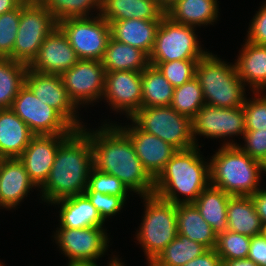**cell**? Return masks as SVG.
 Returning a JSON list of instances; mask_svg holds the SVG:
<instances>
[{"instance_id": "obj_45", "label": "cell", "mask_w": 266, "mask_h": 266, "mask_svg": "<svg viewBox=\"0 0 266 266\" xmlns=\"http://www.w3.org/2000/svg\"><path fill=\"white\" fill-rule=\"evenodd\" d=\"M183 266H222V260L218 256L215 248L208 249L202 255L196 257Z\"/></svg>"}, {"instance_id": "obj_48", "label": "cell", "mask_w": 266, "mask_h": 266, "mask_svg": "<svg viewBox=\"0 0 266 266\" xmlns=\"http://www.w3.org/2000/svg\"><path fill=\"white\" fill-rule=\"evenodd\" d=\"M222 266H258L251 259L222 260Z\"/></svg>"}, {"instance_id": "obj_46", "label": "cell", "mask_w": 266, "mask_h": 266, "mask_svg": "<svg viewBox=\"0 0 266 266\" xmlns=\"http://www.w3.org/2000/svg\"><path fill=\"white\" fill-rule=\"evenodd\" d=\"M250 197L254 202L256 212L259 215L262 224H266V190L259 189Z\"/></svg>"}, {"instance_id": "obj_16", "label": "cell", "mask_w": 266, "mask_h": 266, "mask_svg": "<svg viewBox=\"0 0 266 266\" xmlns=\"http://www.w3.org/2000/svg\"><path fill=\"white\" fill-rule=\"evenodd\" d=\"M141 79L142 72H106L103 97L110 102L112 109L125 111L128 118H131L142 108Z\"/></svg>"}, {"instance_id": "obj_22", "label": "cell", "mask_w": 266, "mask_h": 266, "mask_svg": "<svg viewBox=\"0 0 266 266\" xmlns=\"http://www.w3.org/2000/svg\"><path fill=\"white\" fill-rule=\"evenodd\" d=\"M35 134L12 109H0V157L19 158Z\"/></svg>"}, {"instance_id": "obj_42", "label": "cell", "mask_w": 266, "mask_h": 266, "mask_svg": "<svg viewBox=\"0 0 266 266\" xmlns=\"http://www.w3.org/2000/svg\"><path fill=\"white\" fill-rule=\"evenodd\" d=\"M84 194L89 198L104 221L107 217L117 214L118 211L120 212L125 203L120 197L96 191H85Z\"/></svg>"}, {"instance_id": "obj_34", "label": "cell", "mask_w": 266, "mask_h": 266, "mask_svg": "<svg viewBox=\"0 0 266 266\" xmlns=\"http://www.w3.org/2000/svg\"><path fill=\"white\" fill-rule=\"evenodd\" d=\"M204 105L203 91L195 77L182 86L174 88L170 106L179 114L193 120Z\"/></svg>"}, {"instance_id": "obj_39", "label": "cell", "mask_w": 266, "mask_h": 266, "mask_svg": "<svg viewBox=\"0 0 266 266\" xmlns=\"http://www.w3.org/2000/svg\"><path fill=\"white\" fill-rule=\"evenodd\" d=\"M85 191H96L103 194L120 197L124 202L128 187L116 176L103 173L93 168L88 178V184Z\"/></svg>"}, {"instance_id": "obj_32", "label": "cell", "mask_w": 266, "mask_h": 266, "mask_svg": "<svg viewBox=\"0 0 266 266\" xmlns=\"http://www.w3.org/2000/svg\"><path fill=\"white\" fill-rule=\"evenodd\" d=\"M208 250L203 244L177 237L148 266H183Z\"/></svg>"}, {"instance_id": "obj_13", "label": "cell", "mask_w": 266, "mask_h": 266, "mask_svg": "<svg viewBox=\"0 0 266 266\" xmlns=\"http://www.w3.org/2000/svg\"><path fill=\"white\" fill-rule=\"evenodd\" d=\"M25 84L40 101L53 107L75 130L84 128L81 122L77 120L75 108H78L69 98L60 75L45 74L27 69Z\"/></svg>"}, {"instance_id": "obj_2", "label": "cell", "mask_w": 266, "mask_h": 266, "mask_svg": "<svg viewBox=\"0 0 266 266\" xmlns=\"http://www.w3.org/2000/svg\"><path fill=\"white\" fill-rule=\"evenodd\" d=\"M93 168L91 139L85 128L76 129L58 148L49 177L41 187L42 200L52 204L84 194Z\"/></svg>"}, {"instance_id": "obj_38", "label": "cell", "mask_w": 266, "mask_h": 266, "mask_svg": "<svg viewBox=\"0 0 266 266\" xmlns=\"http://www.w3.org/2000/svg\"><path fill=\"white\" fill-rule=\"evenodd\" d=\"M21 11L22 4L0 15V58H10L13 53Z\"/></svg>"}, {"instance_id": "obj_3", "label": "cell", "mask_w": 266, "mask_h": 266, "mask_svg": "<svg viewBox=\"0 0 266 266\" xmlns=\"http://www.w3.org/2000/svg\"><path fill=\"white\" fill-rule=\"evenodd\" d=\"M198 150H177L154 179L153 194L174 204L194 203L210 185V163H204ZM178 193L186 198L181 200Z\"/></svg>"}, {"instance_id": "obj_27", "label": "cell", "mask_w": 266, "mask_h": 266, "mask_svg": "<svg viewBox=\"0 0 266 266\" xmlns=\"http://www.w3.org/2000/svg\"><path fill=\"white\" fill-rule=\"evenodd\" d=\"M227 230L248 237L260 235L263 224L250 196H231L227 205Z\"/></svg>"}, {"instance_id": "obj_31", "label": "cell", "mask_w": 266, "mask_h": 266, "mask_svg": "<svg viewBox=\"0 0 266 266\" xmlns=\"http://www.w3.org/2000/svg\"><path fill=\"white\" fill-rule=\"evenodd\" d=\"M141 90L142 107L171 105L174 87L157 67L149 64L142 71Z\"/></svg>"}, {"instance_id": "obj_49", "label": "cell", "mask_w": 266, "mask_h": 266, "mask_svg": "<svg viewBox=\"0 0 266 266\" xmlns=\"http://www.w3.org/2000/svg\"><path fill=\"white\" fill-rule=\"evenodd\" d=\"M111 260L108 266H114L119 261L116 257ZM68 264V266H98L95 261H69Z\"/></svg>"}, {"instance_id": "obj_36", "label": "cell", "mask_w": 266, "mask_h": 266, "mask_svg": "<svg viewBox=\"0 0 266 266\" xmlns=\"http://www.w3.org/2000/svg\"><path fill=\"white\" fill-rule=\"evenodd\" d=\"M251 237L226 230L217 235L215 250L221 260L244 259L248 257Z\"/></svg>"}, {"instance_id": "obj_41", "label": "cell", "mask_w": 266, "mask_h": 266, "mask_svg": "<svg viewBox=\"0 0 266 266\" xmlns=\"http://www.w3.org/2000/svg\"><path fill=\"white\" fill-rule=\"evenodd\" d=\"M245 145L239 146L254 160L266 164V130H246L243 135Z\"/></svg>"}, {"instance_id": "obj_19", "label": "cell", "mask_w": 266, "mask_h": 266, "mask_svg": "<svg viewBox=\"0 0 266 266\" xmlns=\"http://www.w3.org/2000/svg\"><path fill=\"white\" fill-rule=\"evenodd\" d=\"M132 125L120 128L130 137L139 160L155 179L177 149L159 137L139 129L134 123Z\"/></svg>"}, {"instance_id": "obj_9", "label": "cell", "mask_w": 266, "mask_h": 266, "mask_svg": "<svg viewBox=\"0 0 266 266\" xmlns=\"http://www.w3.org/2000/svg\"><path fill=\"white\" fill-rule=\"evenodd\" d=\"M90 17L68 18L57 22L79 59H103L111 31L109 23L100 12Z\"/></svg>"}, {"instance_id": "obj_7", "label": "cell", "mask_w": 266, "mask_h": 266, "mask_svg": "<svg viewBox=\"0 0 266 266\" xmlns=\"http://www.w3.org/2000/svg\"><path fill=\"white\" fill-rule=\"evenodd\" d=\"M130 119L139 129L159 137L177 150L198 146L193 139L192 120L171 106L142 107Z\"/></svg>"}, {"instance_id": "obj_14", "label": "cell", "mask_w": 266, "mask_h": 266, "mask_svg": "<svg viewBox=\"0 0 266 266\" xmlns=\"http://www.w3.org/2000/svg\"><path fill=\"white\" fill-rule=\"evenodd\" d=\"M54 238L69 261H96L109 246L103 227L59 228Z\"/></svg>"}, {"instance_id": "obj_51", "label": "cell", "mask_w": 266, "mask_h": 266, "mask_svg": "<svg viewBox=\"0 0 266 266\" xmlns=\"http://www.w3.org/2000/svg\"><path fill=\"white\" fill-rule=\"evenodd\" d=\"M261 235L266 239V224L263 225Z\"/></svg>"}, {"instance_id": "obj_17", "label": "cell", "mask_w": 266, "mask_h": 266, "mask_svg": "<svg viewBox=\"0 0 266 266\" xmlns=\"http://www.w3.org/2000/svg\"><path fill=\"white\" fill-rule=\"evenodd\" d=\"M69 135H35L19 157L36 187L48 179L58 148Z\"/></svg>"}, {"instance_id": "obj_11", "label": "cell", "mask_w": 266, "mask_h": 266, "mask_svg": "<svg viewBox=\"0 0 266 266\" xmlns=\"http://www.w3.org/2000/svg\"><path fill=\"white\" fill-rule=\"evenodd\" d=\"M11 109L35 135L71 134L75 130L53 107L40 101L26 84L20 88Z\"/></svg>"}, {"instance_id": "obj_23", "label": "cell", "mask_w": 266, "mask_h": 266, "mask_svg": "<svg viewBox=\"0 0 266 266\" xmlns=\"http://www.w3.org/2000/svg\"><path fill=\"white\" fill-rule=\"evenodd\" d=\"M100 15L113 22L126 19L162 20L166 13L156 0H101Z\"/></svg>"}, {"instance_id": "obj_24", "label": "cell", "mask_w": 266, "mask_h": 266, "mask_svg": "<svg viewBox=\"0 0 266 266\" xmlns=\"http://www.w3.org/2000/svg\"><path fill=\"white\" fill-rule=\"evenodd\" d=\"M53 204H61L60 228L102 227L105 222L85 194L60 199Z\"/></svg>"}, {"instance_id": "obj_26", "label": "cell", "mask_w": 266, "mask_h": 266, "mask_svg": "<svg viewBox=\"0 0 266 266\" xmlns=\"http://www.w3.org/2000/svg\"><path fill=\"white\" fill-rule=\"evenodd\" d=\"M176 211L179 234L203 244L208 249L216 247L217 235L201 216L194 203L176 204Z\"/></svg>"}, {"instance_id": "obj_47", "label": "cell", "mask_w": 266, "mask_h": 266, "mask_svg": "<svg viewBox=\"0 0 266 266\" xmlns=\"http://www.w3.org/2000/svg\"><path fill=\"white\" fill-rule=\"evenodd\" d=\"M25 0H0V15L17 9Z\"/></svg>"}, {"instance_id": "obj_37", "label": "cell", "mask_w": 266, "mask_h": 266, "mask_svg": "<svg viewBox=\"0 0 266 266\" xmlns=\"http://www.w3.org/2000/svg\"><path fill=\"white\" fill-rule=\"evenodd\" d=\"M198 60H174L171 62H149L157 67L174 87L182 86L195 77Z\"/></svg>"}, {"instance_id": "obj_52", "label": "cell", "mask_w": 266, "mask_h": 266, "mask_svg": "<svg viewBox=\"0 0 266 266\" xmlns=\"http://www.w3.org/2000/svg\"><path fill=\"white\" fill-rule=\"evenodd\" d=\"M114 266H124V264L118 261Z\"/></svg>"}, {"instance_id": "obj_43", "label": "cell", "mask_w": 266, "mask_h": 266, "mask_svg": "<svg viewBox=\"0 0 266 266\" xmlns=\"http://www.w3.org/2000/svg\"><path fill=\"white\" fill-rule=\"evenodd\" d=\"M247 35L249 42L266 46V3L255 14Z\"/></svg>"}, {"instance_id": "obj_6", "label": "cell", "mask_w": 266, "mask_h": 266, "mask_svg": "<svg viewBox=\"0 0 266 266\" xmlns=\"http://www.w3.org/2000/svg\"><path fill=\"white\" fill-rule=\"evenodd\" d=\"M143 198L146 210L137 240L150 264L177 237V211L176 204L154 194Z\"/></svg>"}, {"instance_id": "obj_12", "label": "cell", "mask_w": 266, "mask_h": 266, "mask_svg": "<svg viewBox=\"0 0 266 266\" xmlns=\"http://www.w3.org/2000/svg\"><path fill=\"white\" fill-rule=\"evenodd\" d=\"M69 98L78 107L103 97L106 71L101 61L79 59L61 75Z\"/></svg>"}, {"instance_id": "obj_50", "label": "cell", "mask_w": 266, "mask_h": 266, "mask_svg": "<svg viewBox=\"0 0 266 266\" xmlns=\"http://www.w3.org/2000/svg\"><path fill=\"white\" fill-rule=\"evenodd\" d=\"M158 6L166 13L177 0H156Z\"/></svg>"}, {"instance_id": "obj_25", "label": "cell", "mask_w": 266, "mask_h": 266, "mask_svg": "<svg viewBox=\"0 0 266 266\" xmlns=\"http://www.w3.org/2000/svg\"><path fill=\"white\" fill-rule=\"evenodd\" d=\"M242 49L235 63L237 75L244 84L250 83L254 93H261L266 89V46L246 40Z\"/></svg>"}, {"instance_id": "obj_4", "label": "cell", "mask_w": 266, "mask_h": 266, "mask_svg": "<svg viewBox=\"0 0 266 266\" xmlns=\"http://www.w3.org/2000/svg\"><path fill=\"white\" fill-rule=\"evenodd\" d=\"M237 143L227 142L210 160V185L231 196H252L259 188L262 163L246 154Z\"/></svg>"}, {"instance_id": "obj_28", "label": "cell", "mask_w": 266, "mask_h": 266, "mask_svg": "<svg viewBox=\"0 0 266 266\" xmlns=\"http://www.w3.org/2000/svg\"><path fill=\"white\" fill-rule=\"evenodd\" d=\"M101 62L106 72H142L149 65V56L139 48L110 38Z\"/></svg>"}, {"instance_id": "obj_21", "label": "cell", "mask_w": 266, "mask_h": 266, "mask_svg": "<svg viewBox=\"0 0 266 266\" xmlns=\"http://www.w3.org/2000/svg\"><path fill=\"white\" fill-rule=\"evenodd\" d=\"M111 38L136 47L148 56L154 47L161 20L126 19L108 22Z\"/></svg>"}, {"instance_id": "obj_40", "label": "cell", "mask_w": 266, "mask_h": 266, "mask_svg": "<svg viewBox=\"0 0 266 266\" xmlns=\"http://www.w3.org/2000/svg\"><path fill=\"white\" fill-rule=\"evenodd\" d=\"M255 95H258V98L254 97L250 101L246 99L243 104L245 128L246 130H266V95L261 96L259 92Z\"/></svg>"}, {"instance_id": "obj_10", "label": "cell", "mask_w": 266, "mask_h": 266, "mask_svg": "<svg viewBox=\"0 0 266 266\" xmlns=\"http://www.w3.org/2000/svg\"><path fill=\"white\" fill-rule=\"evenodd\" d=\"M195 27L173 22L166 15L158 28L149 62H171L174 60H199L203 51L197 41ZM194 29V30H193Z\"/></svg>"}, {"instance_id": "obj_1", "label": "cell", "mask_w": 266, "mask_h": 266, "mask_svg": "<svg viewBox=\"0 0 266 266\" xmlns=\"http://www.w3.org/2000/svg\"><path fill=\"white\" fill-rule=\"evenodd\" d=\"M91 139L94 168L116 176L130 191L149 196L154 191V178L139 160L130 137L120 126L105 124L94 132Z\"/></svg>"}, {"instance_id": "obj_18", "label": "cell", "mask_w": 266, "mask_h": 266, "mask_svg": "<svg viewBox=\"0 0 266 266\" xmlns=\"http://www.w3.org/2000/svg\"><path fill=\"white\" fill-rule=\"evenodd\" d=\"M78 60L75 50L57 26L44 39L36 58L28 66V69L45 74L61 75L76 64Z\"/></svg>"}, {"instance_id": "obj_8", "label": "cell", "mask_w": 266, "mask_h": 266, "mask_svg": "<svg viewBox=\"0 0 266 266\" xmlns=\"http://www.w3.org/2000/svg\"><path fill=\"white\" fill-rule=\"evenodd\" d=\"M56 27V19L39 0H25L10 59L29 66L36 58L44 39Z\"/></svg>"}, {"instance_id": "obj_15", "label": "cell", "mask_w": 266, "mask_h": 266, "mask_svg": "<svg viewBox=\"0 0 266 266\" xmlns=\"http://www.w3.org/2000/svg\"><path fill=\"white\" fill-rule=\"evenodd\" d=\"M193 139L196 134L210 138H224L225 136L244 135L245 114L243 107L219 108L204 105L192 120Z\"/></svg>"}, {"instance_id": "obj_44", "label": "cell", "mask_w": 266, "mask_h": 266, "mask_svg": "<svg viewBox=\"0 0 266 266\" xmlns=\"http://www.w3.org/2000/svg\"><path fill=\"white\" fill-rule=\"evenodd\" d=\"M247 258L258 266H266V239L261 234L251 237Z\"/></svg>"}, {"instance_id": "obj_35", "label": "cell", "mask_w": 266, "mask_h": 266, "mask_svg": "<svg viewBox=\"0 0 266 266\" xmlns=\"http://www.w3.org/2000/svg\"><path fill=\"white\" fill-rule=\"evenodd\" d=\"M59 22L62 19L89 17L91 8L101 10V0H39ZM96 6V7H95Z\"/></svg>"}, {"instance_id": "obj_30", "label": "cell", "mask_w": 266, "mask_h": 266, "mask_svg": "<svg viewBox=\"0 0 266 266\" xmlns=\"http://www.w3.org/2000/svg\"><path fill=\"white\" fill-rule=\"evenodd\" d=\"M230 197L231 195L223 190L209 185L194 202L201 216L216 235L227 230V205Z\"/></svg>"}, {"instance_id": "obj_20", "label": "cell", "mask_w": 266, "mask_h": 266, "mask_svg": "<svg viewBox=\"0 0 266 266\" xmlns=\"http://www.w3.org/2000/svg\"><path fill=\"white\" fill-rule=\"evenodd\" d=\"M35 186L19 158L2 159L0 166V207L12 209ZM30 189V190H29Z\"/></svg>"}, {"instance_id": "obj_5", "label": "cell", "mask_w": 266, "mask_h": 266, "mask_svg": "<svg viewBox=\"0 0 266 266\" xmlns=\"http://www.w3.org/2000/svg\"><path fill=\"white\" fill-rule=\"evenodd\" d=\"M198 80L206 105L219 108L243 107L246 100L245 84L237 75L235 64H226L216 55L206 53L197 62Z\"/></svg>"}, {"instance_id": "obj_29", "label": "cell", "mask_w": 266, "mask_h": 266, "mask_svg": "<svg viewBox=\"0 0 266 266\" xmlns=\"http://www.w3.org/2000/svg\"><path fill=\"white\" fill-rule=\"evenodd\" d=\"M217 0H177L166 12L173 22L193 26L212 24L218 17Z\"/></svg>"}, {"instance_id": "obj_33", "label": "cell", "mask_w": 266, "mask_h": 266, "mask_svg": "<svg viewBox=\"0 0 266 266\" xmlns=\"http://www.w3.org/2000/svg\"><path fill=\"white\" fill-rule=\"evenodd\" d=\"M27 65L10 58H0V109H11L20 88L25 84Z\"/></svg>"}]
</instances>
